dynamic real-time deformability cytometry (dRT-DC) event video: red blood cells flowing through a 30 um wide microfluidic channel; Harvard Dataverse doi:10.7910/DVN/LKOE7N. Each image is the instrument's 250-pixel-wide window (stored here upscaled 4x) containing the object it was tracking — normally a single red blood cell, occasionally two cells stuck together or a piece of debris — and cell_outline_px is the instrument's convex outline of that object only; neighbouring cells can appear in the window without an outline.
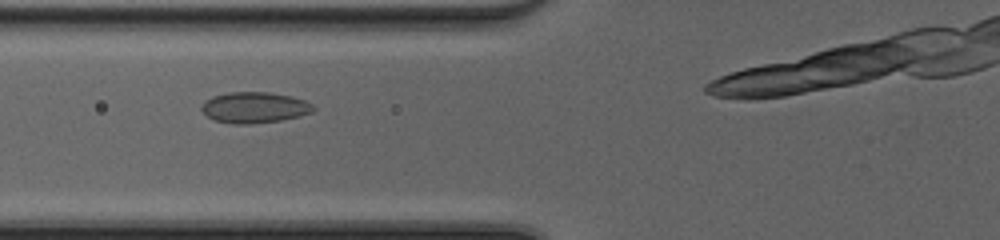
{"species": "common noctule bat (a hibernating species)", "species_latin": "Nyctalus noctula", "temperature_condition": "cold", "stored_images_in_passage": 28, "camera_frame_rate_fps": 3000, "um_per_image_px": 0.085, "animal": {"sex": "female", "body_mass_g": 20.0, "forearm_length_mm": 54.0}, "frame": {"image": 1, "passage_image": 3, "time_ms": 0.667, "image_size_px": [1000, 240], "cell_outline_px": [[316, 108], [312, 112], [300, 116], [280, 120], [252, 124], [232, 124], [212, 120], [200, 108], [204, 100], [212, 96], [228, 92], [268, 92], [292, 96], [304, 100], [312, 104]], "centroid_in_image_um": [21.61, 9.14], "position_along_channel_um": 104.2, "area_um2": 20.35}}
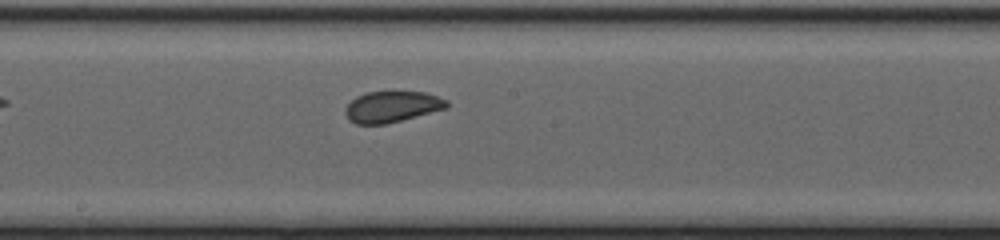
{"frame": {"image": 2, "passage_image": 11, "time_ms": 3.333, "image_size_px": [1000, 240], "cell_outline_px": [[448, 108], [384, 124], [356, 124], [348, 120], [344, 112], [344, 108], [356, 96], [364, 92], [424, 92], [448, 100]], "centroid_in_image_um": [33.28, 9.07], "position_along_channel_um": 214.9, "area_um2": 18.32}}
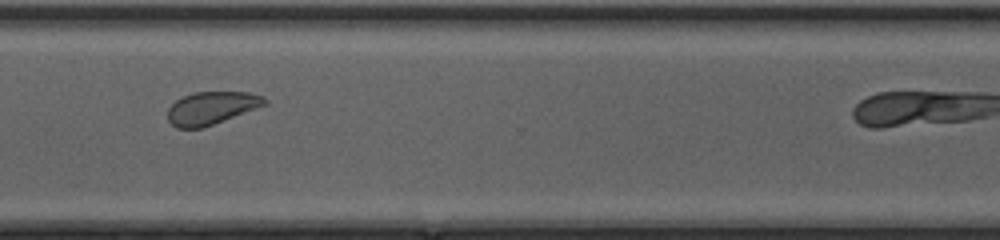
{"frame": {"image": 3, "passage_image": 21, "time_ms": 6.667, "image_size_px": [1000, 240], "cell_outline_px": [[268, 104], [212, 124], [200, 128], [176, 128], [168, 120], [168, 108], [176, 100], [184, 96], [196, 92], [248, 92], [264, 96], [268, 100]], "centroid_in_image_um": [17.99, 9.17], "position_along_channel_um": 352.6, "area_um2": 18.32}, "authors_computed_cell_mechanics": {"area_um2": 18.6116, "velocity_mm_per_s": 4.1402, "shape_relaxation_time_tau1_ms": 5.2264, "shape_relaxation_time_tau2_ms": 1.347, "deformation_change_tau1": 0.0543, "deformation_change_tau2": 0.0653}}